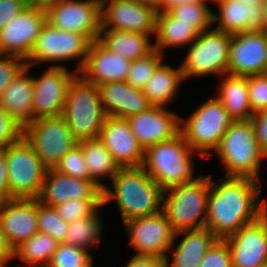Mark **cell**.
Here are the masks:
<instances>
[{"mask_svg": "<svg viewBox=\"0 0 267 267\" xmlns=\"http://www.w3.org/2000/svg\"><path fill=\"white\" fill-rule=\"evenodd\" d=\"M258 182L247 177L226 176L215 186L210 175L205 228L224 240L260 218L264 214V199L259 200Z\"/></svg>", "mask_w": 267, "mask_h": 267, "instance_id": "6da1fadb", "label": "cell"}, {"mask_svg": "<svg viewBox=\"0 0 267 267\" xmlns=\"http://www.w3.org/2000/svg\"><path fill=\"white\" fill-rule=\"evenodd\" d=\"M112 185L102 190L103 206L116 199L123 223L162 212L164 190L142 166L120 168Z\"/></svg>", "mask_w": 267, "mask_h": 267, "instance_id": "7a4b0ae2", "label": "cell"}, {"mask_svg": "<svg viewBox=\"0 0 267 267\" xmlns=\"http://www.w3.org/2000/svg\"><path fill=\"white\" fill-rule=\"evenodd\" d=\"M62 117L78 142L98 138L107 117L98 86L76 74L68 86Z\"/></svg>", "mask_w": 267, "mask_h": 267, "instance_id": "3957f363", "label": "cell"}, {"mask_svg": "<svg viewBox=\"0 0 267 267\" xmlns=\"http://www.w3.org/2000/svg\"><path fill=\"white\" fill-rule=\"evenodd\" d=\"M194 152L179 132L174 138L145 149L142 167L165 191L195 179L191 156Z\"/></svg>", "mask_w": 267, "mask_h": 267, "instance_id": "277c9868", "label": "cell"}, {"mask_svg": "<svg viewBox=\"0 0 267 267\" xmlns=\"http://www.w3.org/2000/svg\"><path fill=\"white\" fill-rule=\"evenodd\" d=\"M209 190L210 175L164 191L162 212L176 232L205 228Z\"/></svg>", "mask_w": 267, "mask_h": 267, "instance_id": "5b68a950", "label": "cell"}, {"mask_svg": "<svg viewBox=\"0 0 267 267\" xmlns=\"http://www.w3.org/2000/svg\"><path fill=\"white\" fill-rule=\"evenodd\" d=\"M215 151L227 169L225 177L259 180L261 160L267 155L259 147L250 119L233 121Z\"/></svg>", "mask_w": 267, "mask_h": 267, "instance_id": "8992f818", "label": "cell"}, {"mask_svg": "<svg viewBox=\"0 0 267 267\" xmlns=\"http://www.w3.org/2000/svg\"><path fill=\"white\" fill-rule=\"evenodd\" d=\"M234 120L217 98H211L196 109L187 120L180 118V132L190 148L209 158Z\"/></svg>", "mask_w": 267, "mask_h": 267, "instance_id": "52a82bcc", "label": "cell"}, {"mask_svg": "<svg viewBox=\"0 0 267 267\" xmlns=\"http://www.w3.org/2000/svg\"><path fill=\"white\" fill-rule=\"evenodd\" d=\"M3 149L6 153L10 199H38L48 168L24 136Z\"/></svg>", "mask_w": 267, "mask_h": 267, "instance_id": "ba28073f", "label": "cell"}, {"mask_svg": "<svg viewBox=\"0 0 267 267\" xmlns=\"http://www.w3.org/2000/svg\"><path fill=\"white\" fill-rule=\"evenodd\" d=\"M90 44L91 41L85 35L60 30L46 22L26 59V65L31 69L37 63H60L82 58L75 70L79 73L86 62Z\"/></svg>", "mask_w": 267, "mask_h": 267, "instance_id": "9c48e42d", "label": "cell"}, {"mask_svg": "<svg viewBox=\"0 0 267 267\" xmlns=\"http://www.w3.org/2000/svg\"><path fill=\"white\" fill-rule=\"evenodd\" d=\"M231 34L217 29L202 31L190 44L181 65L183 78L226 74Z\"/></svg>", "mask_w": 267, "mask_h": 267, "instance_id": "30bf717a", "label": "cell"}, {"mask_svg": "<svg viewBox=\"0 0 267 267\" xmlns=\"http://www.w3.org/2000/svg\"><path fill=\"white\" fill-rule=\"evenodd\" d=\"M23 136L48 169H54L61 158L78 144L62 116L32 121L23 128Z\"/></svg>", "mask_w": 267, "mask_h": 267, "instance_id": "8fae6325", "label": "cell"}, {"mask_svg": "<svg viewBox=\"0 0 267 267\" xmlns=\"http://www.w3.org/2000/svg\"><path fill=\"white\" fill-rule=\"evenodd\" d=\"M47 23L52 27L85 35L91 42L102 29L100 3L95 0H52L44 4Z\"/></svg>", "mask_w": 267, "mask_h": 267, "instance_id": "7c38bea8", "label": "cell"}, {"mask_svg": "<svg viewBox=\"0 0 267 267\" xmlns=\"http://www.w3.org/2000/svg\"><path fill=\"white\" fill-rule=\"evenodd\" d=\"M46 22L44 5L35 2L28 4L0 29V55L15 56L26 61Z\"/></svg>", "mask_w": 267, "mask_h": 267, "instance_id": "4fadbf2b", "label": "cell"}, {"mask_svg": "<svg viewBox=\"0 0 267 267\" xmlns=\"http://www.w3.org/2000/svg\"><path fill=\"white\" fill-rule=\"evenodd\" d=\"M125 225L129 244L137 250L136 255L155 256L165 259L177 236L172 224L163 212L127 220Z\"/></svg>", "mask_w": 267, "mask_h": 267, "instance_id": "5bb4252c", "label": "cell"}, {"mask_svg": "<svg viewBox=\"0 0 267 267\" xmlns=\"http://www.w3.org/2000/svg\"><path fill=\"white\" fill-rule=\"evenodd\" d=\"M158 11L152 4L145 2L107 0L101 7V30H122L155 35Z\"/></svg>", "mask_w": 267, "mask_h": 267, "instance_id": "9a60e30c", "label": "cell"}, {"mask_svg": "<svg viewBox=\"0 0 267 267\" xmlns=\"http://www.w3.org/2000/svg\"><path fill=\"white\" fill-rule=\"evenodd\" d=\"M267 66V30H250L231 35L227 74H263Z\"/></svg>", "mask_w": 267, "mask_h": 267, "instance_id": "2e32d148", "label": "cell"}, {"mask_svg": "<svg viewBox=\"0 0 267 267\" xmlns=\"http://www.w3.org/2000/svg\"><path fill=\"white\" fill-rule=\"evenodd\" d=\"M73 73L64 66L51 65L41 77L33 78V121L62 116L68 86L77 72Z\"/></svg>", "mask_w": 267, "mask_h": 267, "instance_id": "e0dca14e", "label": "cell"}, {"mask_svg": "<svg viewBox=\"0 0 267 267\" xmlns=\"http://www.w3.org/2000/svg\"><path fill=\"white\" fill-rule=\"evenodd\" d=\"M231 254L232 267H260L267 263V201L264 214L224 239Z\"/></svg>", "mask_w": 267, "mask_h": 267, "instance_id": "ac0fdd59", "label": "cell"}, {"mask_svg": "<svg viewBox=\"0 0 267 267\" xmlns=\"http://www.w3.org/2000/svg\"><path fill=\"white\" fill-rule=\"evenodd\" d=\"M37 216L38 199L0 201V226L13 251L38 232Z\"/></svg>", "mask_w": 267, "mask_h": 267, "instance_id": "d6986e66", "label": "cell"}, {"mask_svg": "<svg viewBox=\"0 0 267 267\" xmlns=\"http://www.w3.org/2000/svg\"><path fill=\"white\" fill-rule=\"evenodd\" d=\"M98 138L120 168L142 166L144 149L126 118L107 116Z\"/></svg>", "mask_w": 267, "mask_h": 267, "instance_id": "ffe728a7", "label": "cell"}, {"mask_svg": "<svg viewBox=\"0 0 267 267\" xmlns=\"http://www.w3.org/2000/svg\"><path fill=\"white\" fill-rule=\"evenodd\" d=\"M180 116L166 108L152 106L127 120L139 145L148 147L174 138L180 132Z\"/></svg>", "mask_w": 267, "mask_h": 267, "instance_id": "44dd1931", "label": "cell"}, {"mask_svg": "<svg viewBox=\"0 0 267 267\" xmlns=\"http://www.w3.org/2000/svg\"><path fill=\"white\" fill-rule=\"evenodd\" d=\"M102 188L92 179H78L48 169L39 202L54 207L68 200H103Z\"/></svg>", "mask_w": 267, "mask_h": 267, "instance_id": "7402d4cb", "label": "cell"}, {"mask_svg": "<svg viewBox=\"0 0 267 267\" xmlns=\"http://www.w3.org/2000/svg\"><path fill=\"white\" fill-rule=\"evenodd\" d=\"M131 61L106 49L98 40L92 41L81 76L95 85L126 81Z\"/></svg>", "mask_w": 267, "mask_h": 267, "instance_id": "603a6c76", "label": "cell"}, {"mask_svg": "<svg viewBox=\"0 0 267 267\" xmlns=\"http://www.w3.org/2000/svg\"><path fill=\"white\" fill-rule=\"evenodd\" d=\"M98 89L107 116L127 119L152 107L143 90L126 81L107 82L98 85Z\"/></svg>", "mask_w": 267, "mask_h": 267, "instance_id": "cb8c5ba5", "label": "cell"}, {"mask_svg": "<svg viewBox=\"0 0 267 267\" xmlns=\"http://www.w3.org/2000/svg\"><path fill=\"white\" fill-rule=\"evenodd\" d=\"M213 1L217 2L219 8V16L213 13V23L219 21L215 29L231 35L265 29L262 3L245 4L238 0Z\"/></svg>", "mask_w": 267, "mask_h": 267, "instance_id": "d4e9b609", "label": "cell"}, {"mask_svg": "<svg viewBox=\"0 0 267 267\" xmlns=\"http://www.w3.org/2000/svg\"><path fill=\"white\" fill-rule=\"evenodd\" d=\"M26 66L4 89L0 97V108L23 128L33 121V77L27 75Z\"/></svg>", "mask_w": 267, "mask_h": 267, "instance_id": "484cf974", "label": "cell"}, {"mask_svg": "<svg viewBox=\"0 0 267 267\" xmlns=\"http://www.w3.org/2000/svg\"><path fill=\"white\" fill-rule=\"evenodd\" d=\"M179 234L185 236L174 249L172 261L169 263L168 257L165 258V267H199L207 251L218 240L207 228L176 233Z\"/></svg>", "mask_w": 267, "mask_h": 267, "instance_id": "4316f807", "label": "cell"}, {"mask_svg": "<svg viewBox=\"0 0 267 267\" xmlns=\"http://www.w3.org/2000/svg\"><path fill=\"white\" fill-rule=\"evenodd\" d=\"M216 97L234 120H249L254 115L248 94V76L226 74Z\"/></svg>", "mask_w": 267, "mask_h": 267, "instance_id": "83f0119b", "label": "cell"}, {"mask_svg": "<svg viewBox=\"0 0 267 267\" xmlns=\"http://www.w3.org/2000/svg\"><path fill=\"white\" fill-rule=\"evenodd\" d=\"M150 36L122 30H100L98 41L111 52L134 61L145 57L153 49Z\"/></svg>", "mask_w": 267, "mask_h": 267, "instance_id": "f1b7e54d", "label": "cell"}, {"mask_svg": "<svg viewBox=\"0 0 267 267\" xmlns=\"http://www.w3.org/2000/svg\"><path fill=\"white\" fill-rule=\"evenodd\" d=\"M183 80L181 66L176 69L162 62L146 83L143 92L152 106L165 108L178 93L180 81Z\"/></svg>", "mask_w": 267, "mask_h": 267, "instance_id": "f546056e", "label": "cell"}, {"mask_svg": "<svg viewBox=\"0 0 267 267\" xmlns=\"http://www.w3.org/2000/svg\"><path fill=\"white\" fill-rule=\"evenodd\" d=\"M199 34L191 24L178 23L167 10H159L156 18V44L153 47L164 54L163 47L191 44Z\"/></svg>", "mask_w": 267, "mask_h": 267, "instance_id": "4dcf8cb0", "label": "cell"}, {"mask_svg": "<svg viewBox=\"0 0 267 267\" xmlns=\"http://www.w3.org/2000/svg\"><path fill=\"white\" fill-rule=\"evenodd\" d=\"M78 144L82 148L90 178L103 189L106 185L99 178L109 176L112 180L120 169L119 165L99 138L83 140Z\"/></svg>", "mask_w": 267, "mask_h": 267, "instance_id": "1f68e13d", "label": "cell"}, {"mask_svg": "<svg viewBox=\"0 0 267 267\" xmlns=\"http://www.w3.org/2000/svg\"><path fill=\"white\" fill-rule=\"evenodd\" d=\"M58 244L49 234L38 231L13 251V257L29 264L27 267H46Z\"/></svg>", "mask_w": 267, "mask_h": 267, "instance_id": "d6a6232c", "label": "cell"}, {"mask_svg": "<svg viewBox=\"0 0 267 267\" xmlns=\"http://www.w3.org/2000/svg\"><path fill=\"white\" fill-rule=\"evenodd\" d=\"M100 218L96 211L89 217L69 222L64 243L89 251L100 241L103 229Z\"/></svg>", "mask_w": 267, "mask_h": 267, "instance_id": "836d02e7", "label": "cell"}, {"mask_svg": "<svg viewBox=\"0 0 267 267\" xmlns=\"http://www.w3.org/2000/svg\"><path fill=\"white\" fill-rule=\"evenodd\" d=\"M178 23L191 24L199 33L213 25V11L206 1L176 5L167 10Z\"/></svg>", "mask_w": 267, "mask_h": 267, "instance_id": "e575fe53", "label": "cell"}, {"mask_svg": "<svg viewBox=\"0 0 267 267\" xmlns=\"http://www.w3.org/2000/svg\"><path fill=\"white\" fill-rule=\"evenodd\" d=\"M162 53L153 49L145 57L131 61L126 82L137 89L143 90L152 74L163 62Z\"/></svg>", "mask_w": 267, "mask_h": 267, "instance_id": "d590c367", "label": "cell"}, {"mask_svg": "<svg viewBox=\"0 0 267 267\" xmlns=\"http://www.w3.org/2000/svg\"><path fill=\"white\" fill-rule=\"evenodd\" d=\"M89 251L67 243H59L46 267H93Z\"/></svg>", "mask_w": 267, "mask_h": 267, "instance_id": "8d00e7d4", "label": "cell"}, {"mask_svg": "<svg viewBox=\"0 0 267 267\" xmlns=\"http://www.w3.org/2000/svg\"><path fill=\"white\" fill-rule=\"evenodd\" d=\"M38 231L49 234L59 243H64L68 222L64 221L54 207L46 206L38 200Z\"/></svg>", "mask_w": 267, "mask_h": 267, "instance_id": "74e56055", "label": "cell"}, {"mask_svg": "<svg viewBox=\"0 0 267 267\" xmlns=\"http://www.w3.org/2000/svg\"><path fill=\"white\" fill-rule=\"evenodd\" d=\"M101 207H103V200L77 199H70L66 202L54 206V208L58 212V215L68 223L89 217Z\"/></svg>", "mask_w": 267, "mask_h": 267, "instance_id": "f35d334b", "label": "cell"}, {"mask_svg": "<svg viewBox=\"0 0 267 267\" xmlns=\"http://www.w3.org/2000/svg\"><path fill=\"white\" fill-rule=\"evenodd\" d=\"M58 173L78 179H91L79 144L70 149L54 167Z\"/></svg>", "mask_w": 267, "mask_h": 267, "instance_id": "ab89813d", "label": "cell"}, {"mask_svg": "<svg viewBox=\"0 0 267 267\" xmlns=\"http://www.w3.org/2000/svg\"><path fill=\"white\" fill-rule=\"evenodd\" d=\"M248 94L253 114L267 110V76L264 73L248 76Z\"/></svg>", "mask_w": 267, "mask_h": 267, "instance_id": "60d3db41", "label": "cell"}, {"mask_svg": "<svg viewBox=\"0 0 267 267\" xmlns=\"http://www.w3.org/2000/svg\"><path fill=\"white\" fill-rule=\"evenodd\" d=\"M199 267H232L231 254L227 242L218 239L207 251Z\"/></svg>", "mask_w": 267, "mask_h": 267, "instance_id": "b9f144b4", "label": "cell"}, {"mask_svg": "<svg viewBox=\"0 0 267 267\" xmlns=\"http://www.w3.org/2000/svg\"><path fill=\"white\" fill-rule=\"evenodd\" d=\"M26 66V61L19 57L0 55V97L4 89Z\"/></svg>", "mask_w": 267, "mask_h": 267, "instance_id": "7bdbcfd3", "label": "cell"}, {"mask_svg": "<svg viewBox=\"0 0 267 267\" xmlns=\"http://www.w3.org/2000/svg\"><path fill=\"white\" fill-rule=\"evenodd\" d=\"M23 136V127L0 108V148L18 141Z\"/></svg>", "mask_w": 267, "mask_h": 267, "instance_id": "ee69618b", "label": "cell"}, {"mask_svg": "<svg viewBox=\"0 0 267 267\" xmlns=\"http://www.w3.org/2000/svg\"><path fill=\"white\" fill-rule=\"evenodd\" d=\"M28 4L26 0H0V29L18 16Z\"/></svg>", "mask_w": 267, "mask_h": 267, "instance_id": "f6af8a7d", "label": "cell"}, {"mask_svg": "<svg viewBox=\"0 0 267 267\" xmlns=\"http://www.w3.org/2000/svg\"><path fill=\"white\" fill-rule=\"evenodd\" d=\"M250 120L259 147L267 155V110L254 114Z\"/></svg>", "mask_w": 267, "mask_h": 267, "instance_id": "bcb514c9", "label": "cell"}, {"mask_svg": "<svg viewBox=\"0 0 267 267\" xmlns=\"http://www.w3.org/2000/svg\"><path fill=\"white\" fill-rule=\"evenodd\" d=\"M10 199V185L8 182V172L6 163V153L0 148V201Z\"/></svg>", "mask_w": 267, "mask_h": 267, "instance_id": "7dc6e473", "label": "cell"}, {"mask_svg": "<svg viewBox=\"0 0 267 267\" xmlns=\"http://www.w3.org/2000/svg\"><path fill=\"white\" fill-rule=\"evenodd\" d=\"M125 267H165V259L155 256L135 255Z\"/></svg>", "mask_w": 267, "mask_h": 267, "instance_id": "c3c4849f", "label": "cell"}, {"mask_svg": "<svg viewBox=\"0 0 267 267\" xmlns=\"http://www.w3.org/2000/svg\"><path fill=\"white\" fill-rule=\"evenodd\" d=\"M13 257V250L8 245L0 226V262L6 266Z\"/></svg>", "mask_w": 267, "mask_h": 267, "instance_id": "681fc988", "label": "cell"}, {"mask_svg": "<svg viewBox=\"0 0 267 267\" xmlns=\"http://www.w3.org/2000/svg\"><path fill=\"white\" fill-rule=\"evenodd\" d=\"M199 1H207V0H170L161 10H169L171 7L176 5H182L186 3L199 2Z\"/></svg>", "mask_w": 267, "mask_h": 267, "instance_id": "f907efd6", "label": "cell"}, {"mask_svg": "<svg viewBox=\"0 0 267 267\" xmlns=\"http://www.w3.org/2000/svg\"><path fill=\"white\" fill-rule=\"evenodd\" d=\"M170 0H151V4L161 10Z\"/></svg>", "mask_w": 267, "mask_h": 267, "instance_id": "816d5d0a", "label": "cell"}, {"mask_svg": "<svg viewBox=\"0 0 267 267\" xmlns=\"http://www.w3.org/2000/svg\"><path fill=\"white\" fill-rule=\"evenodd\" d=\"M262 7H263V16L265 20V29L267 30V0H263Z\"/></svg>", "mask_w": 267, "mask_h": 267, "instance_id": "f5cc1de1", "label": "cell"}, {"mask_svg": "<svg viewBox=\"0 0 267 267\" xmlns=\"http://www.w3.org/2000/svg\"><path fill=\"white\" fill-rule=\"evenodd\" d=\"M238 1H241L245 4H257V3H262L263 0H238Z\"/></svg>", "mask_w": 267, "mask_h": 267, "instance_id": "db71d44e", "label": "cell"}, {"mask_svg": "<svg viewBox=\"0 0 267 267\" xmlns=\"http://www.w3.org/2000/svg\"><path fill=\"white\" fill-rule=\"evenodd\" d=\"M49 1H52V0H34L35 3H39V4H43V5Z\"/></svg>", "mask_w": 267, "mask_h": 267, "instance_id": "11a10c76", "label": "cell"}, {"mask_svg": "<svg viewBox=\"0 0 267 267\" xmlns=\"http://www.w3.org/2000/svg\"><path fill=\"white\" fill-rule=\"evenodd\" d=\"M134 1L145 2V3L151 4V0H134Z\"/></svg>", "mask_w": 267, "mask_h": 267, "instance_id": "9f6ffc18", "label": "cell"}, {"mask_svg": "<svg viewBox=\"0 0 267 267\" xmlns=\"http://www.w3.org/2000/svg\"><path fill=\"white\" fill-rule=\"evenodd\" d=\"M97 3H100L101 5L105 2V1H107V0H95Z\"/></svg>", "mask_w": 267, "mask_h": 267, "instance_id": "6f0895ef", "label": "cell"}, {"mask_svg": "<svg viewBox=\"0 0 267 267\" xmlns=\"http://www.w3.org/2000/svg\"><path fill=\"white\" fill-rule=\"evenodd\" d=\"M26 1H27L29 4L34 2V0H26Z\"/></svg>", "mask_w": 267, "mask_h": 267, "instance_id": "680465c9", "label": "cell"}, {"mask_svg": "<svg viewBox=\"0 0 267 267\" xmlns=\"http://www.w3.org/2000/svg\"><path fill=\"white\" fill-rule=\"evenodd\" d=\"M264 74L267 76V66H266V69L264 71Z\"/></svg>", "mask_w": 267, "mask_h": 267, "instance_id": "91938a15", "label": "cell"}, {"mask_svg": "<svg viewBox=\"0 0 267 267\" xmlns=\"http://www.w3.org/2000/svg\"><path fill=\"white\" fill-rule=\"evenodd\" d=\"M260 267H267V263L263 264V265H262V266H260Z\"/></svg>", "mask_w": 267, "mask_h": 267, "instance_id": "94428289", "label": "cell"}]
</instances>
